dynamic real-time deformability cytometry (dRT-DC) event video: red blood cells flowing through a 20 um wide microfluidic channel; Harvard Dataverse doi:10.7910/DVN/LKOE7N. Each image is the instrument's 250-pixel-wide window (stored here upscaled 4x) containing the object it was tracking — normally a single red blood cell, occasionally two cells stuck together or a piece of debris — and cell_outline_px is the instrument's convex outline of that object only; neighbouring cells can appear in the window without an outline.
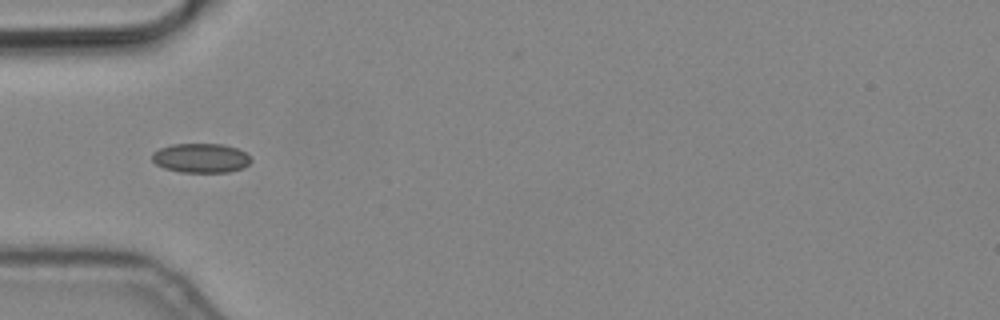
{"species": "common noctule bat (a hibernating species)", "species_latin": "Nyctalus noctula", "temperature_condition": "cold", "stored_images_in_passage": 8, "segment_of_instrument_passage": [2, 2], "camera_frame_rate_fps": 3000, "um_per_image_px": 0.085, "animal": {"sex": "male", "body_mass_g": 19.2, "forearm_length_mm": 51.8}, "frame": {"image": 1, "passage_image": 6, "time_ms": 1.667, "image_size_px": [1000, 320], "cell_outline_px": [[252, 160], [244, 168], [228, 172], [180, 172], [164, 168], [156, 164], [152, 160], [152, 152], [160, 148], [172, 144], [224, 144], [236, 148], [244, 152]], "centroid_in_image_um": [17.06, 13.43], "position_along_channel_um": 67.9, "area_um2": 16.94}}
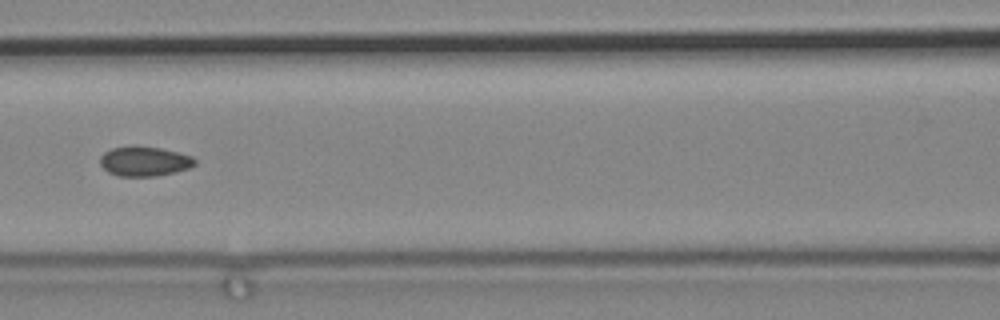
{"frame": {"image": 2, "passage_image": 8, "time_ms": 2.333, "image_size_px": [1000, 320], "cell_outline_px": [[196, 164], [188, 168], [176, 172], [156, 176], [120, 176], [108, 172], [100, 164], [100, 156], [104, 152], [112, 148], [132, 144], [136, 144], [160, 148], [180, 152], [192, 156], [196, 160]], "centroid_in_image_um": [12.27, 13.68], "position_along_channel_um": 154.3, "area_um2": 16.76}}